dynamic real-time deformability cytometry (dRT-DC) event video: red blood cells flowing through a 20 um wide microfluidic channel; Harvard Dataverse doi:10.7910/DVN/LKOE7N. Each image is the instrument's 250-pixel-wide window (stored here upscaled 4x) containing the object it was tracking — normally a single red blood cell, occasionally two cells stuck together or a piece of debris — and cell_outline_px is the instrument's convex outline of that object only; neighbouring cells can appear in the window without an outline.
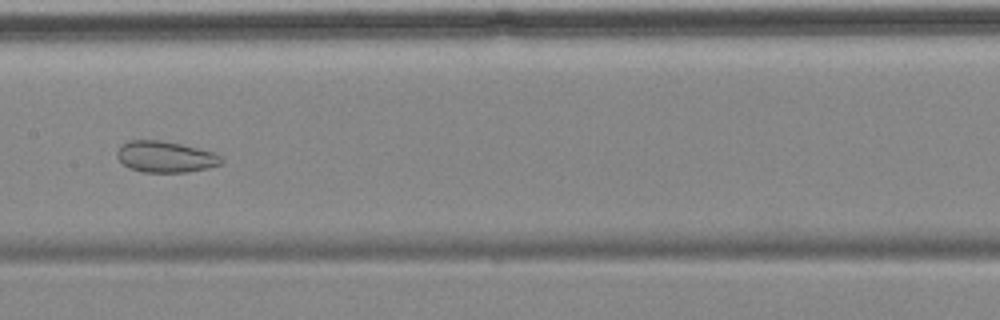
{"species": "common noctule bat (a hibernating species)", "species_latin": "Nyctalus noctula", "temperature_condition": "cold", "stored_images_in_passage": 10, "camera_frame_rate_fps": 3000, "um_per_image_px": 0.085, "animal": {"sex": "female", "body_mass_g": 18.4}, "frame": {"image": 1, "passage_image": 7, "time_ms": 8.0, "image_size_px": [1000, 320], "cell_outline_px": [[224, 160], [220, 164], [208, 168], [188, 172], [144, 172], [128, 168], [116, 156], [116, 152], [128, 140], [160, 140], [180, 144], [212, 152], [220, 156]], "centroid_in_image_um": [14.05, 13.33], "position_along_channel_um": 193.4, "area_um2": 18.79}}